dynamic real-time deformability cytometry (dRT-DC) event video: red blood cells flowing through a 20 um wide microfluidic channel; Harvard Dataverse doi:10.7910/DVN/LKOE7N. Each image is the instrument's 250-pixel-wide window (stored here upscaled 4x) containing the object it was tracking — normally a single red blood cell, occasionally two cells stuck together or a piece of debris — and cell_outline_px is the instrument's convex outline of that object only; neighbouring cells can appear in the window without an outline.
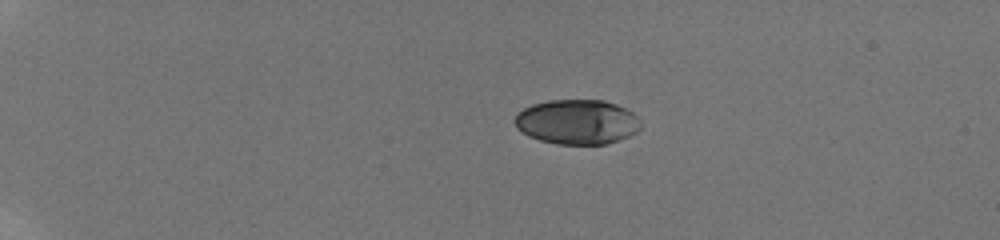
{"species": "human", "species_latin": "Homo sapiens", "temperature_condition": "room temperature", "stored_images_in_passage": 8, "camera_frame_rate_fps": 3000, "um_per_image_px": 0.085, "donor": {"sex": "male"}, "frame": {"image": 1, "passage_image": 1, "time_ms": 0.0, "image_size_px": [1000, 240], "cell_outline_px": [[640, 128], [636, 132], [628, 136], [604, 144], [556, 144], [540, 140], [528, 136], [516, 128], [512, 120], [524, 108], [532, 104], [548, 100], [604, 100], [616, 104], [632, 112], [640, 120]], "centroid_in_image_um": [49.02, 10.36], "position_along_channel_um": 36.0, "area_um2": 32.83}}